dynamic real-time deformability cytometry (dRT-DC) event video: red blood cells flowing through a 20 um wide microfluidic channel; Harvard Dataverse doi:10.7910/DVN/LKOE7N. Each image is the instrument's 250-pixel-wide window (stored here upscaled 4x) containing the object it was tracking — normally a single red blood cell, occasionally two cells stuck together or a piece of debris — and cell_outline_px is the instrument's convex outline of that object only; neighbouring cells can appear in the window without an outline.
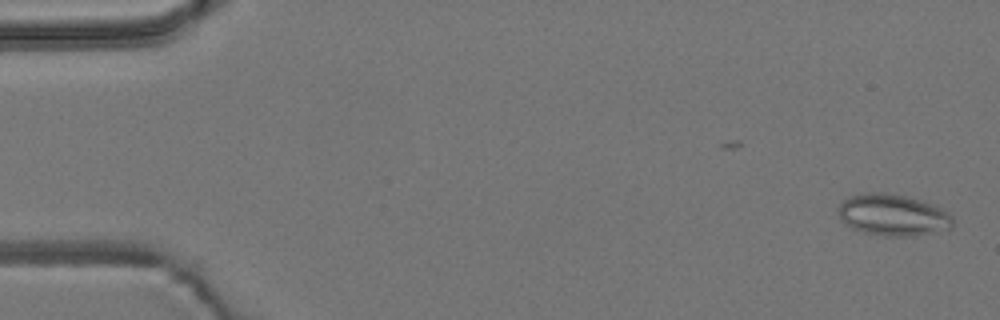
{"species": "common noctule bat (a hibernating species)", "species_latin": "Nyctalus noctula", "temperature_condition": "room temperature", "stored_images_in_passage": 19, "camera_frame_rate_fps": 3000, "um_per_image_px": 0.085, "animal": {"sex": "male", "body_mass_g": 19.2, "forearm_length_mm": 51.8}, "frame": {"image": 1, "passage_image": 1, "time_ms": 0.0, "image_size_px": [1000, 320], "cell_outline_px": [[952, 228], [916, 236], [884, 236], [864, 232], [852, 228], [844, 224], [840, 220], [836, 208], [844, 200], [852, 196], [868, 192], [884, 192], [904, 196], [936, 204], [948, 212], [952, 216]], "centroid_in_image_um": [75.89, 18.28], "position_along_channel_um": 9.1, "area_um2": 27.98}}